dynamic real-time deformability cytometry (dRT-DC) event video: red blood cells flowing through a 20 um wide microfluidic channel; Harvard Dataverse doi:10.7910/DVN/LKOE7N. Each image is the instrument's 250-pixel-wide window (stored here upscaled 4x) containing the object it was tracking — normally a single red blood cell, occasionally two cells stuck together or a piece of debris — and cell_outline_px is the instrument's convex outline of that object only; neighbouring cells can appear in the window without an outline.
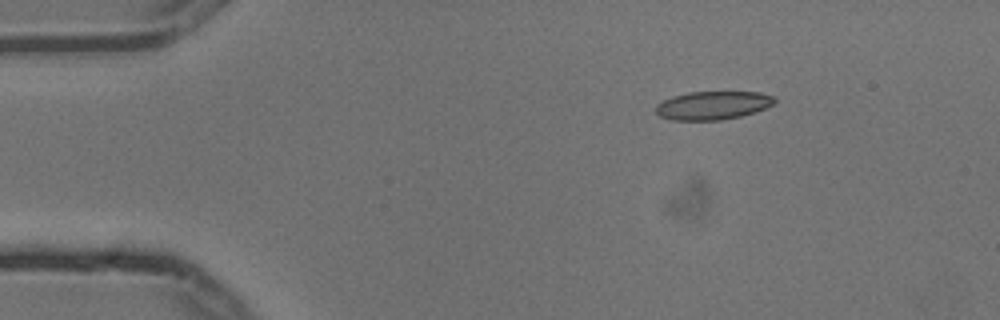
{"species": "common noctule bat (a hibernating species)", "species_latin": "Nyctalus noctula", "temperature_condition": "cold", "stored_images_in_passage": 3, "camera_frame_rate_fps": 3000, "um_per_image_px": 0.085, "animal": {"sex": "male", "body_mass_g": 13.3}, "frame": {"image": 1, "passage_image": 1, "time_ms": 0.0, "image_size_px": [1000, 320], "cell_outline_px": [[776, 100], [772, 104], [756, 112], [740, 116], [720, 120], [672, 120], [660, 116], [656, 112], [656, 104], [672, 96], [688, 92], [760, 92], [776, 96]], "centroid_in_image_um": [60.6, 8.95], "position_along_channel_um": 24.4, "area_um2": 19.65}}